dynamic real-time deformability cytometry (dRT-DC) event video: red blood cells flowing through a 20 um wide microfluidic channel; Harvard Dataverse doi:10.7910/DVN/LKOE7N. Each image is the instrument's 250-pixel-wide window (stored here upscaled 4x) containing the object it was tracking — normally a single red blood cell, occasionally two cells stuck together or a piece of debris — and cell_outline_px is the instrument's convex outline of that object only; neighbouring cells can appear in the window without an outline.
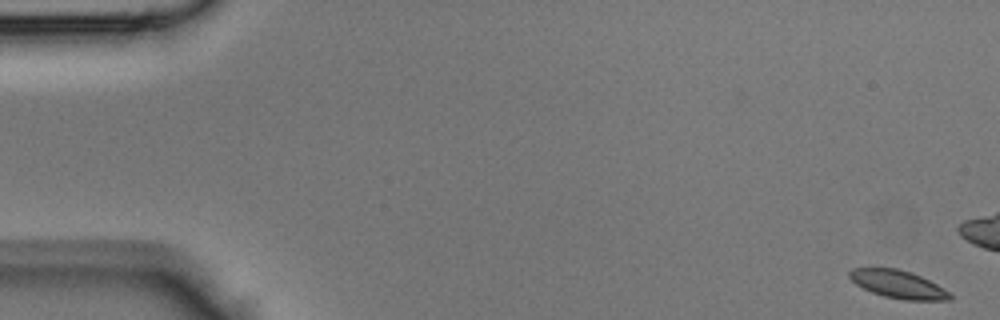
{"species": "Egyptian fruit bat (a non-hibernating species)", "species_latin": "Rousettus aegyptiacus", "temperature_condition": "room temperature", "stored_images_in_passage": 13, "camera_frame_rate_fps": 3000, "um_per_image_px": 0.085, "animal": {"sex": "male"}, "frame": {"image": 1, "passage_image": 1, "time_ms": 0.0, "image_size_px": [1000, 320], "cell_outline_px": [[952, 300], [904, 300], [884, 296], [872, 292], [856, 284], [848, 276], [848, 272], [852, 268], [896, 268], [920, 276], [944, 288], [952, 296]], "centroid_in_image_um": [76.33, 24.17], "position_along_channel_um": 8.7, "area_um2": 16.13}}